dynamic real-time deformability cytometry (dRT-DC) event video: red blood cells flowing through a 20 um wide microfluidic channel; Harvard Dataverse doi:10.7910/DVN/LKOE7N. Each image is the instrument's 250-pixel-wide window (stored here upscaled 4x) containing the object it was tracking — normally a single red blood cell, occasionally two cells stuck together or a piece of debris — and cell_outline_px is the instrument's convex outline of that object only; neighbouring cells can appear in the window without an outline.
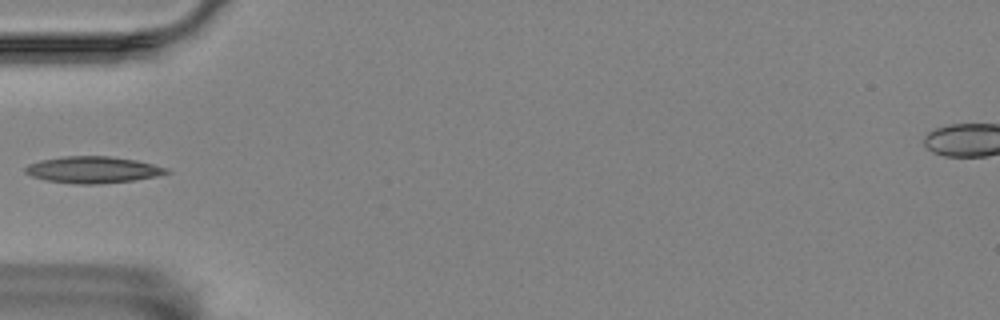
{"species": "Egyptian fruit bat (a non-hibernating species)", "species_latin": "Rousettus aegyptiacus", "temperature_condition": "room temperature", "stored_images_in_passage": 6, "camera_frame_rate_fps": 3000, "um_per_image_px": 0.085, "animal": {"sex": "female"}, "frame": {"image": 1, "passage_image": 5, "time_ms": 4.667, "image_size_px": [1000, 320], "cell_outline_px": [[172, 172], [156, 176], [132, 180], [100, 184], [76, 184], [44, 180], [32, 176], [24, 172], [24, 168], [28, 164], [40, 160], [64, 156], [112, 156], [136, 160], [168, 168]], "centroid_in_image_um": [7.88, 14.42], "position_along_channel_um": 77.1, "area_um2": 21.96}}
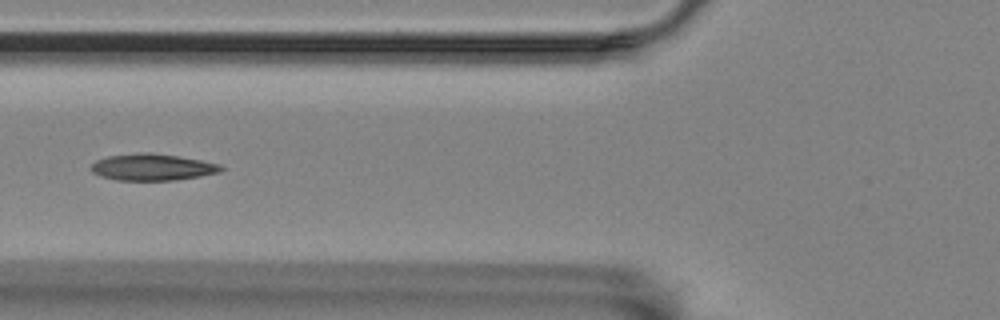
{"frame": {"image": 2, "passage_image": 6, "time_ms": 5.667, "image_size_px": [1000, 320], "cell_outline_px": [[224, 168], [220, 172], [200, 176], [176, 180], [116, 180], [100, 176], [92, 172], [92, 164], [96, 160], [108, 156], [140, 152], [148, 152], [176, 156], [200, 160], [220, 164]], "centroid_in_image_um": [12.94, 14.21], "position_along_channel_um": 112.9, "area_um2": 20.06}}